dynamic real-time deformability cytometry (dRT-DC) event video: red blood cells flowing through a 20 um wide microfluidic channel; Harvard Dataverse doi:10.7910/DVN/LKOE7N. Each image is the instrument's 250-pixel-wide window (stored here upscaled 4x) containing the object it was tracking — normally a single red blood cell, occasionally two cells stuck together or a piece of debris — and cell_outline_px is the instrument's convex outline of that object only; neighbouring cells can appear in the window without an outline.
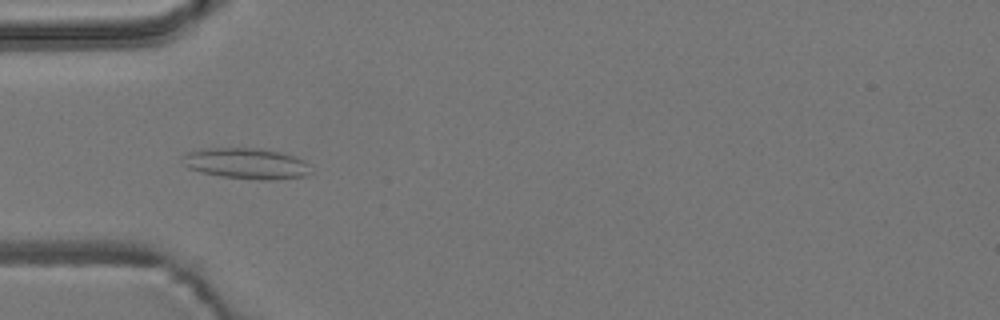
{"species": "common noctule bat (a hibernating species)", "species_latin": "Nyctalus noctula", "temperature_condition": "room temperature", "stored_images_in_passage": 7, "camera_frame_rate_fps": 3000, "um_per_image_px": 0.085, "animal": {"sex": "male", "body_mass_g": 19.2, "forearm_length_mm": 51.8}, "frame": {"image": 1, "passage_image": 5, "time_ms": 1.333, "image_size_px": [1000, 320], "cell_outline_px": [[312, 172], [304, 176], [272, 180], [260, 180], [220, 176], [188, 168], [180, 160], [188, 152], [200, 148], [260, 148], [280, 152], [296, 156], [304, 160], [308, 164]], "centroid_in_image_um": [20.95, 13.89], "position_along_channel_um": 64.0, "area_um2": 23.18}}
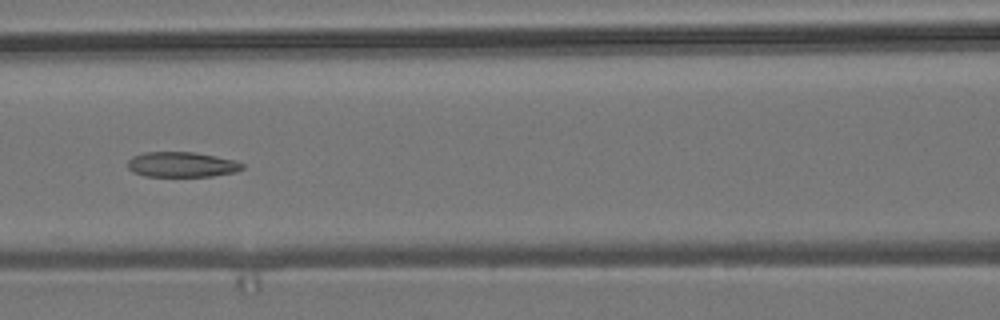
{"frame": {"image": 2, "passage_image": 7, "time_ms": 2.0, "image_size_px": [1000, 320], "cell_outline_px": [[244, 168], [236, 172], [212, 176], [144, 176], [132, 172], [128, 168], [128, 160], [132, 156], [144, 152], [196, 152], [236, 160], [244, 164]], "centroid_in_image_um": [15.46, 13.98], "position_along_channel_um": 151.1, "area_um2": 16.99}}